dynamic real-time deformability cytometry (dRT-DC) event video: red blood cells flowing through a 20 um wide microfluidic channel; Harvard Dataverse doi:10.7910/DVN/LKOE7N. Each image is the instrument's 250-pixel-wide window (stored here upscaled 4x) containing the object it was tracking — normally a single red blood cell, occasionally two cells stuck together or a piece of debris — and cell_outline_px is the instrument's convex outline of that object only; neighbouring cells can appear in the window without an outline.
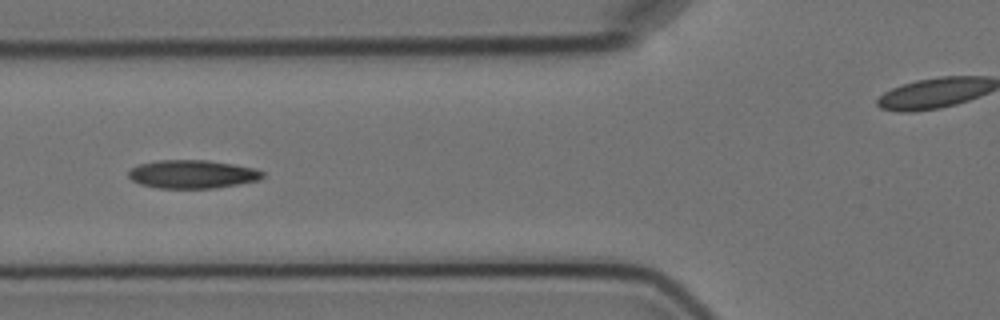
{"species": "Egyptian fruit bat (a non-hibernating species)", "species_latin": "Rousettus aegyptiacus", "temperature_condition": "cold", "stored_images_in_passage": 10, "camera_frame_rate_fps": 3000, "um_per_image_px": 0.085, "animal": {"sex": "female"}, "frame": {"image": 1, "passage_image": 7, "time_ms": 7.0, "image_size_px": [1000, 320], "cell_outline_px": [[264, 176], [260, 180], [216, 188], [156, 188], [140, 184], [132, 180], [128, 176], [128, 172], [132, 168], [140, 164], [160, 160], [208, 160], [232, 164], [252, 168], [264, 172]], "centroid_in_image_um": [16.35, 14.81], "position_along_channel_um": 109.4, "area_um2": 22.08}}
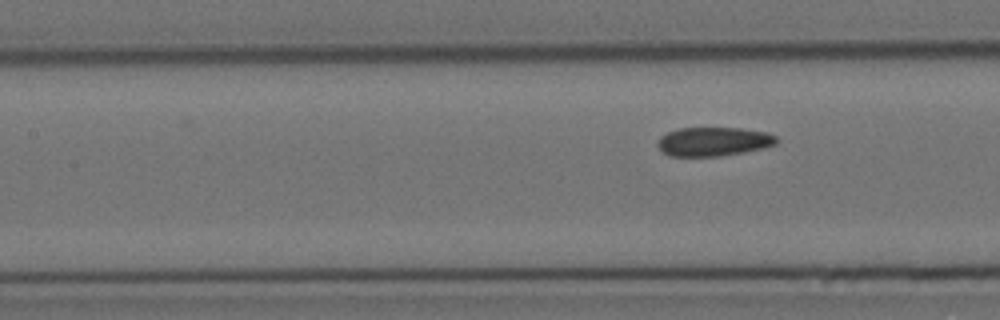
{"frame": {"image": 2, "passage_image": 9, "time_ms": 10.333, "image_size_px": [1000, 320], "cell_outline_px": [[780, 140], [776, 144], [764, 148], [744, 152], [720, 156], [672, 156], [664, 152], [656, 144], [660, 136], [668, 132], [680, 128], [740, 128], [768, 132], [776, 136]], "centroid_in_image_um": [60.69, 12.03], "position_along_channel_um": 146.7, "area_um2": 20.11}}
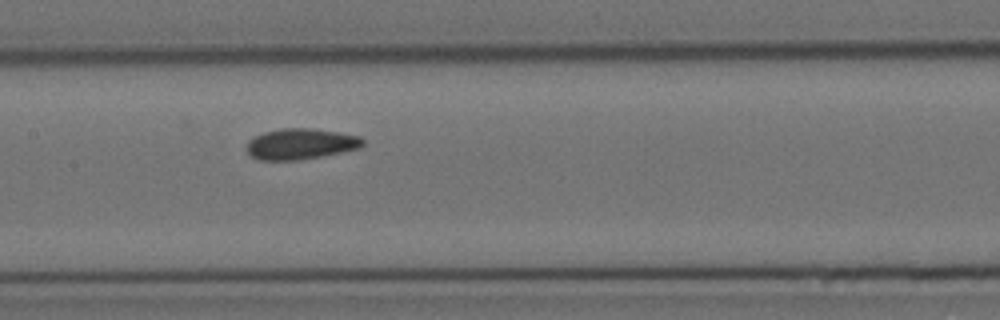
{"frame": {"image": 3, "passage_image": 10, "time_ms": 11.333, "image_size_px": [1000, 320], "cell_outline_px": [[364, 144], [360, 148], [320, 156], [296, 160], [256, 160], [248, 156], [248, 140], [252, 136], [264, 132], [280, 128], [312, 128], [360, 136], [364, 140]], "centroid_in_image_um": [25.51, 12.23], "position_along_channel_um": 181.9, "area_um2": 20.92}}